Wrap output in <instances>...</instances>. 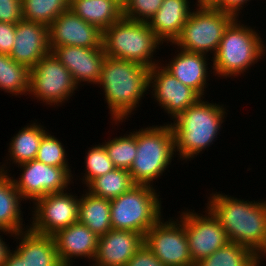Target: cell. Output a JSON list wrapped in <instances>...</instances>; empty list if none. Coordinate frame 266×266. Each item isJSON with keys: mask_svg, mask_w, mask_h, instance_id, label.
Returning a JSON list of instances; mask_svg holds the SVG:
<instances>
[{"mask_svg": "<svg viewBox=\"0 0 266 266\" xmlns=\"http://www.w3.org/2000/svg\"><path fill=\"white\" fill-rule=\"evenodd\" d=\"M22 19V0H0V22L17 24Z\"/></svg>", "mask_w": 266, "mask_h": 266, "instance_id": "obj_35", "label": "cell"}, {"mask_svg": "<svg viewBox=\"0 0 266 266\" xmlns=\"http://www.w3.org/2000/svg\"><path fill=\"white\" fill-rule=\"evenodd\" d=\"M4 266H26V263L23 262V259L15 250H10L6 257Z\"/></svg>", "mask_w": 266, "mask_h": 266, "instance_id": "obj_39", "label": "cell"}, {"mask_svg": "<svg viewBox=\"0 0 266 266\" xmlns=\"http://www.w3.org/2000/svg\"><path fill=\"white\" fill-rule=\"evenodd\" d=\"M59 46L102 48V31L69 8L49 26L50 52Z\"/></svg>", "mask_w": 266, "mask_h": 266, "instance_id": "obj_15", "label": "cell"}, {"mask_svg": "<svg viewBox=\"0 0 266 266\" xmlns=\"http://www.w3.org/2000/svg\"><path fill=\"white\" fill-rule=\"evenodd\" d=\"M144 236L128 230L111 229L98 237L93 266H125L143 246Z\"/></svg>", "mask_w": 266, "mask_h": 266, "instance_id": "obj_18", "label": "cell"}, {"mask_svg": "<svg viewBox=\"0 0 266 266\" xmlns=\"http://www.w3.org/2000/svg\"><path fill=\"white\" fill-rule=\"evenodd\" d=\"M219 0H197V4L195 3L196 6H206V7H214Z\"/></svg>", "mask_w": 266, "mask_h": 266, "instance_id": "obj_41", "label": "cell"}, {"mask_svg": "<svg viewBox=\"0 0 266 266\" xmlns=\"http://www.w3.org/2000/svg\"><path fill=\"white\" fill-rule=\"evenodd\" d=\"M205 215H199L194 210L182 211L180 219L186 231L189 252L193 263L205 259L219 248L225 246L229 240L224 228L217 218L207 208Z\"/></svg>", "mask_w": 266, "mask_h": 266, "instance_id": "obj_13", "label": "cell"}, {"mask_svg": "<svg viewBox=\"0 0 266 266\" xmlns=\"http://www.w3.org/2000/svg\"><path fill=\"white\" fill-rule=\"evenodd\" d=\"M196 10V11H195ZM181 33L172 43L184 51L214 55L220 45L225 29L236 18L233 13L215 7L197 6Z\"/></svg>", "mask_w": 266, "mask_h": 266, "instance_id": "obj_8", "label": "cell"}, {"mask_svg": "<svg viewBox=\"0 0 266 266\" xmlns=\"http://www.w3.org/2000/svg\"><path fill=\"white\" fill-rule=\"evenodd\" d=\"M200 98L169 124L173 131L175 151L180 160H192L218 138L225 120L223 105Z\"/></svg>", "mask_w": 266, "mask_h": 266, "instance_id": "obj_3", "label": "cell"}, {"mask_svg": "<svg viewBox=\"0 0 266 266\" xmlns=\"http://www.w3.org/2000/svg\"><path fill=\"white\" fill-rule=\"evenodd\" d=\"M266 46L260 35L236 17L225 29L212 57L214 75L222 78L241 76L265 56Z\"/></svg>", "mask_w": 266, "mask_h": 266, "instance_id": "obj_4", "label": "cell"}, {"mask_svg": "<svg viewBox=\"0 0 266 266\" xmlns=\"http://www.w3.org/2000/svg\"><path fill=\"white\" fill-rule=\"evenodd\" d=\"M85 157V173L82 179V183L87 186L93 179L105 175L107 172L114 170L112 160L109 158L108 152L102 143L89 148Z\"/></svg>", "mask_w": 266, "mask_h": 266, "instance_id": "obj_32", "label": "cell"}, {"mask_svg": "<svg viewBox=\"0 0 266 266\" xmlns=\"http://www.w3.org/2000/svg\"><path fill=\"white\" fill-rule=\"evenodd\" d=\"M13 237L21 240L15 251L26 266H62L53 236L37 234L29 229Z\"/></svg>", "mask_w": 266, "mask_h": 266, "instance_id": "obj_22", "label": "cell"}, {"mask_svg": "<svg viewBox=\"0 0 266 266\" xmlns=\"http://www.w3.org/2000/svg\"><path fill=\"white\" fill-rule=\"evenodd\" d=\"M160 65V66H159ZM149 89L152 95L174 120L188 107L195 104L201 96L167 71L162 63L149 69Z\"/></svg>", "mask_w": 266, "mask_h": 266, "instance_id": "obj_14", "label": "cell"}, {"mask_svg": "<svg viewBox=\"0 0 266 266\" xmlns=\"http://www.w3.org/2000/svg\"><path fill=\"white\" fill-rule=\"evenodd\" d=\"M69 8L101 31L123 16V6L116 0H69Z\"/></svg>", "mask_w": 266, "mask_h": 266, "instance_id": "obj_24", "label": "cell"}, {"mask_svg": "<svg viewBox=\"0 0 266 266\" xmlns=\"http://www.w3.org/2000/svg\"><path fill=\"white\" fill-rule=\"evenodd\" d=\"M19 166L22 173L18 179L12 177V181L23 201L34 203L47 194L65 191L73 179L70 167L50 166L36 159Z\"/></svg>", "mask_w": 266, "mask_h": 266, "instance_id": "obj_11", "label": "cell"}, {"mask_svg": "<svg viewBox=\"0 0 266 266\" xmlns=\"http://www.w3.org/2000/svg\"><path fill=\"white\" fill-rule=\"evenodd\" d=\"M1 232H3V234H6V235L9 234L11 237L14 236V234L4 231V230H0V234ZM2 239L3 238L0 235V266H4L8 252L10 251V247H8L9 245L5 244L7 242L3 241Z\"/></svg>", "mask_w": 266, "mask_h": 266, "instance_id": "obj_40", "label": "cell"}, {"mask_svg": "<svg viewBox=\"0 0 266 266\" xmlns=\"http://www.w3.org/2000/svg\"><path fill=\"white\" fill-rule=\"evenodd\" d=\"M162 219L145 233L144 245L165 266H195L183 222L178 218L165 222Z\"/></svg>", "mask_w": 266, "mask_h": 266, "instance_id": "obj_10", "label": "cell"}, {"mask_svg": "<svg viewBox=\"0 0 266 266\" xmlns=\"http://www.w3.org/2000/svg\"><path fill=\"white\" fill-rule=\"evenodd\" d=\"M150 185L133 186L129 191L110 200L112 229L145 233L162 217L161 200Z\"/></svg>", "mask_w": 266, "mask_h": 266, "instance_id": "obj_7", "label": "cell"}, {"mask_svg": "<svg viewBox=\"0 0 266 266\" xmlns=\"http://www.w3.org/2000/svg\"><path fill=\"white\" fill-rule=\"evenodd\" d=\"M248 1L250 2L251 0H219L214 7L222 11L233 13L236 17H239V11L243 9L244 4L246 5Z\"/></svg>", "mask_w": 266, "mask_h": 266, "instance_id": "obj_38", "label": "cell"}, {"mask_svg": "<svg viewBox=\"0 0 266 266\" xmlns=\"http://www.w3.org/2000/svg\"><path fill=\"white\" fill-rule=\"evenodd\" d=\"M136 140L137 154L128 172L135 184L152 186L177 153L172 128L169 123L141 128L136 130Z\"/></svg>", "mask_w": 266, "mask_h": 266, "instance_id": "obj_6", "label": "cell"}, {"mask_svg": "<svg viewBox=\"0 0 266 266\" xmlns=\"http://www.w3.org/2000/svg\"><path fill=\"white\" fill-rule=\"evenodd\" d=\"M120 5H124L128 0H116Z\"/></svg>", "mask_w": 266, "mask_h": 266, "instance_id": "obj_43", "label": "cell"}, {"mask_svg": "<svg viewBox=\"0 0 266 266\" xmlns=\"http://www.w3.org/2000/svg\"><path fill=\"white\" fill-rule=\"evenodd\" d=\"M195 266H260L257 254L244 245L228 242Z\"/></svg>", "mask_w": 266, "mask_h": 266, "instance_id": "obj_29", "label": "cell"}, {"mask_svg": "<svg viewBox=\"0 0 266 266\" xmlns=\"http://www.w3.org/2000/svg\"><path fill=\"white\" fill-rule=\"evenodd\" d=\"M53 236L57 255L62 266H72V258L83 257L93 262L98 245V237L79 221L58 230ZM71 259V260H70ZM72 263V264H71Z\"/></svg>", "mask_w": 266, "mask_h": 266, "instance_id": "obj_19", "label": "cell"}, {"mask_svg": "<svg viewBox=\"0 0 266 266\" xmlns=\"http://www.w3.org/2000/svg\"><path fill=\"white\" fill-rule=\"evenodd\" d=\"M180 52L167 64H162L180 82L195 90L201 97L205 95L208 79L209 60L206 55L179 49Z\"/></svg>", "mask_w": 266, "mask_h": 266, "instance_id": "obj_20", "label": "cell"}, {"mask_svg": "<svg viewBox=\"0 0 266 266\" xmlns=\"http://www.w3.org/2000/svg\"><path fill=\"white\" fill-rule=\"evenodd\" d=\"M64 191L55 192L33 203V221L29 229L41 235H54L78 221L79 199Z\"/></svg>", "mask_w": 266, "mask_h": 266, "instance_id": "obj_12", "label": "cell"}, {"mask_svg": "<svg viewBox=\"0 0 266 266\" xmlns=\"http://www.w3.org/2000/svg\"><path fill=\"white\" fill-rule=\"evenodd\" d=\"M161 44L148 22L134 21L123 16L102 31V47L106 56L132 61L149 69L161 64L153 59Z\"/></svg>", "mask_w": 266, "mask_h": 266, "instance_id": "obj_5", "label": "cell"}, {"mask_svg": "<svg viewBox=\"0 0 266 266\" xmlns=\"http://www.w3.org/2000/svg\"><path fill=\"white\" fill-rule=\"evenodd\" d=\"M38 124L33 122L31 125H26L12 137L8 151L12 164L19 165L36 159L41 139L48 132L45 127Z\"/></svg>", "mask_w": 266, "mask_h": 266, "instance_id": "obj_26", "label": "cell"}, {"mask_svg": "<svg viewBox=\"0 0 266 266\" xmlns=\"http://www.w3.org/2000/svg\"><path fill=\"white\" fill-rule=\"evenodd\" d=\"M210 196L206 208L224 228L229 242L258 254L266 243V200L247 202L220 192Z\"/></svg>", "mask_w": 266, "mask_h": 266, "instance_id": "obj_1", "label": "cell"}, {"mask_svg": "<svg viewBox=\"0 0 266 266\" xmlns=\"http://www.w3.org/2000/svg\"><path fill=\"white\" fill-rule=\"evenodd\" d=\"M62 143L49 131L42 137L36 160L56 167H69Z\"/></svg>", "mask_w": 266, "mask_h": 266, "instance_id": "obj_33", "label": "cell"}, {"mask_svg": "<svg viewBox=\"0 0 266 266\" xmlns=\"http://www.w3.org/2000/svg\"><path fill=\"white\" fill-rule=\"evenodd\" d=\"M163 0H128L123 5V17L148 22L159 10Z\"/></svg>", "mask_w": 266, "mask_h": 266, "instance_id": "obj_34", "label": "cell"}, {"mask_svg": "<svg viewBox=\"0 0 266 266\" xmlns=\"http://www.w3.org/2000/svg\"><path fill=\"white\" fill-rule=\"evenodd\" d=\"M6 167L4 163L0 166V230L17 234L29 228H22L25 225L22 223L23 212L20 206L23 199L15 188L12 176L5 170Z\"/></svg>", "mask_w": 266, "mask_h": 266, "instance_id": "obj_23", "label": "cell"}, {"mask_svg": "<svg viewBox=\"0 0 266 266\" xmlns=\"http://www.w3.org/2000/svg\"><path fill=\"white\" fill-rule=\"evenodd\" d=\"M136 184L126 169L115 168L105 175L93 179L86 187L91 194L112 200L129 191Z\"/></svg>", "mask_w": 266, "mask_h": 266, "instance_id": "obj_28", "label": "cell"}, {"mask_svg": "<svg viewBox=\"0 0 266 266\" xmlns=\"http://www.w3.org/2000/svg\"><path fill=\"white\" fill-rule=\"evenodd\" d=\"M78 89L69 70L50 52L30 71L28 95L46 103L59 106L72 97Z\"/></svg>", "mask_w": 266, "mask_h": 266, "instance_id": "obj_9", "label": "cell"}, {"mask_svg": "<svg viewBox=\"0 0 266 266\" xmlns=\"http://www.w3.org/2000/svg\"><path fill=\"white\" fill-rule=\"evenodd\" d=\"M16 24L0 22V53L10 54L15 40Z\"/></svg>", "mask_w": 266, "mask_h": 266, "instance_id": "obj_37", "label": "cell"}, {"mask_svg": "<svg viewBox=\"0 0 266 266\" xmlns=\"http://www.w3.org/2000/svg\"><path fill=\"white\" fill-rule=\"evenodd\" d=\"M190 9L188 0H163L157 13L148 21V25L162 43L172 45L188 20L192 12Z\"/></svg>", "mask_w": 266, "mask_h": 266, "instance_id": "obj_21", "label": "cell"}, {"mask_svg": "<svg viewBox=\"0 0 266 266\" xmlns=\"http://www.w3.org/2000/svg\"><path fill=\"white\" fill-rule=\"evenodd\" d=\"M78 221L87 226L97 237L112 229L110 200L87 191L79 198Z\"/></svg>", "mask_w": 266, "mask_h": 266, "instance_id": "obj_25", "label": "cell"}, {"mask_svg": "<svg viewBox=\"0 0 266 266\" xmlns=\"http://www.w3.org/2000/svg\"><path fill=\"white\" fill-rule=\"evenodd\" d=\"M133 132V133H132ZM103 143L116 168L129 170L137 154L136 132Z\"/></svg>", "mask_w": 266, "mask_h": 266, "instance_id": "obj_31", "label": "cell"}, {"mask_svg": "<svg viewBox=\"0 0 266 266\" xmlns=\"http://www.w3.org/2000/svg\"><path fill=\"white\" fill-rule=\"evenodd\" d=\"M69 9V0H22L23 19L50 26Z\"/></svg>", "mask_w": 266, "mask_h": 266, "instance_id": "obj_30", "label": "cell"}, {"mask_svg": "<svg viewBox=\"0 0 266 266\" xmlns=\"http://www.w3.org/2000/svg\"><path fill=\"white\" fill-rule=\"evenodd\" d=\"M30 71L8 54L0 53V90L15 96L26 95L30 88Z\"/></svg>", "mask_w": 266, "mask_h": 266, "instance_id": "obj_27", "label": "cell"}, {"mask_svg": "<svg viewBox=\"0 0 266 266\" xmlns=\"http://www.w3.org/2000/svg\"><path fill=\"white\" fill-rule=\"evenodd\" d=\"M97 85L104 91L111 119L120 123L137 110L135 108L149 89V68L106 56Z\"/></svg>", "mask_w": 266, "mask_h": 266, "instance_id": "obj_2", "label": "cell"}, {"mask_svg": "<svg viewBox=\"0 0 266 266\" xmlns=\"http://www.w3.org/2000/svg\"><path fill=\"white\" fill-rule=\"evenodd\" d=\"M125 266H165L153 254V252L143 244L134 254L132 259Z\"/></svg>", "mask_w": 266, "mask_h": 266, "instance_id": "obj_36", "label": "cell"}, {"mask_svg": "<svg viewBox=\"0 0 266 266\" xmlns=\"http://www.w3.org/2000/svg\"><path fill=\"white\" fill-rule=\"evenodd\" d=\"M48 53H50L49 27L24 19L20 20L16 24L10 57L31 69Z\"/></svg>", "mask_w": 266, "mask_h": 266, "instance_id": "obj_17", "label": "cell"}, {"mask_svg": "<svg viewBox=\"0 0 266 266\" xmlns=\"http://www.w3.org/2000/svg\"><path fill=\"white\" fill-rule=\"evenodd\" d=\"M261 254V255H260ZM265 256V258H266V243H265V245L263 246V248L261 249V251L257 254V260H258V265L259 264H261L260 263V259H262V257H264Z\"/></svg>", "mask_w": 266, "mask_h": 266, "instance_id": "obj_42", "label": "cell"}, {"mask_svg": "<svg viewBox=\"0 0 266 266\" xmlns=\"http://www.w3.org/2000/svg\"><path fill=\"white\" fill-rule=\"evenodd\" d=\"M51 53L69 70L77 86L82 82L98 83L106 57L103 47L59 46Z\"/></svg>", "mask_w": 266, "mask_h": 266, "instance_id": "obj_16", "label": "cell"}]
</instances>
